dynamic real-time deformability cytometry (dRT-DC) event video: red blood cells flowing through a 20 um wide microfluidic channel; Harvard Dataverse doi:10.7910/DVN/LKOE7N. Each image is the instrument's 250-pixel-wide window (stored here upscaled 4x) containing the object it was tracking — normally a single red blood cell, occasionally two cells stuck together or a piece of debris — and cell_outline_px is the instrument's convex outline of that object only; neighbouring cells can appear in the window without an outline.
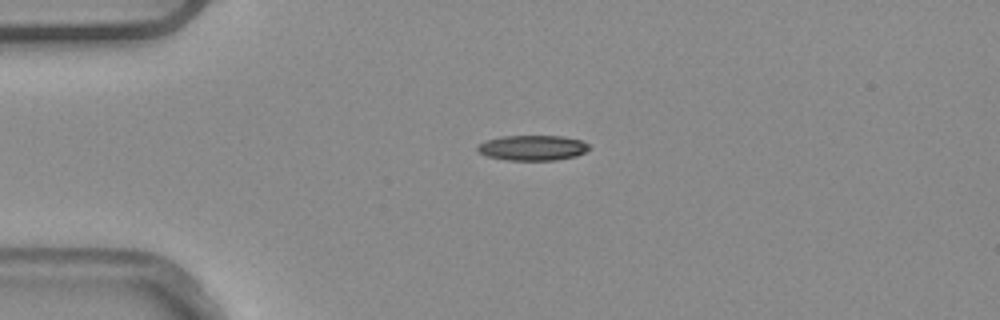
{"species": "common noctule bat (a hibernating species)", "species_latin": "Nyctalus noctula", "temperature_condition": "warm", "stored_images_in_passage": 3, "segment_of_instrument_passage": [1, 2], "camera_frame_rate_fps": 3000, "um_per_image_px": 0.085, "animal": {"sex": "male", "body_mass_g": 20.4}, "frame": {"image": 1, "passage_image": 1, "time_ms": 0.0, "image_size_px": [1000, 320], "cell_outline_px": [[592, 148], [576, 156], [556, 160], [508, 160], [488, 156], [476, 152], [476, 144], [484, 140], [504, 136], [564, 136], [580, 140], [588, 144]], "centroid_in_image_um": [45.23, 12.56], "position_along_channel_um": 39.8, "area_um2": 16.59}}